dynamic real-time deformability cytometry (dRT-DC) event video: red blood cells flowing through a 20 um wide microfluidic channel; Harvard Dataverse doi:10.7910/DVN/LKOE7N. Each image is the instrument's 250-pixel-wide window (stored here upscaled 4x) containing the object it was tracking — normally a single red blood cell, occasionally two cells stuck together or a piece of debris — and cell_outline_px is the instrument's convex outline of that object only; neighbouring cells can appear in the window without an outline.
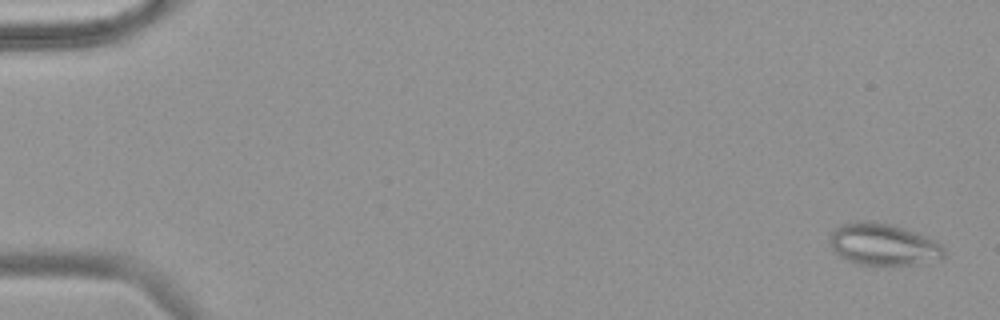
{"species": "common noctule bat (a hibernating species)", "species_latin": "Nyctalus noctula", "temperature_condition": "warm", "stored_images_in_passage": 56, "camera_frame_rate_fps": 3000, "um_per_image_px": 0.085, "animal": {"sex": "female", "body_mass_g": 18.4}, "frame": {"image": 1, "passage_image": 2, "time_ms": 0.333, "image_size_px": [1000, 320], "cell_outline_px": [[944, 256], [940, 260], [920, 264], [856, 264], [840, 256], [832, 248], [828, 240], [828, 236], [832, 228], [840, 224], [856, 220], [872, 220], [892, 224], [928, 236], [936, 240], [944, 248]], "centroid_in_image_um": [75.05, 20.74], "position_along_channel_um": 9.9, "area_um2": 28.44}}
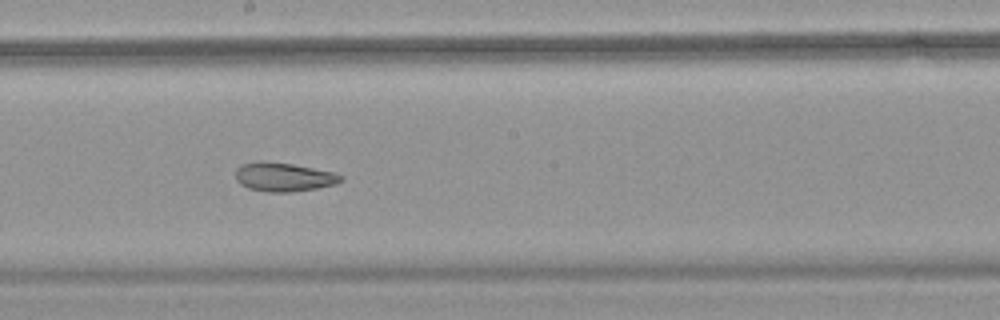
{"frame": {"image": 2, "passage_image": 32, "time_ms": 10.333, "image_size_px": [1000, 320], "cell_outline_px": [[344, 180], [336, 184], [316, 188], [292, 192], [268, 192], [248, 188], [240, 184], [236, 180], [236, 168], [240, 164], [260, 160], [292, 164], [332, 172], [344, 176]], "centroid_in_image_um": [24.09, 15.04], "position_along_channel_um": 224.1, "area_um2": 17.8}}
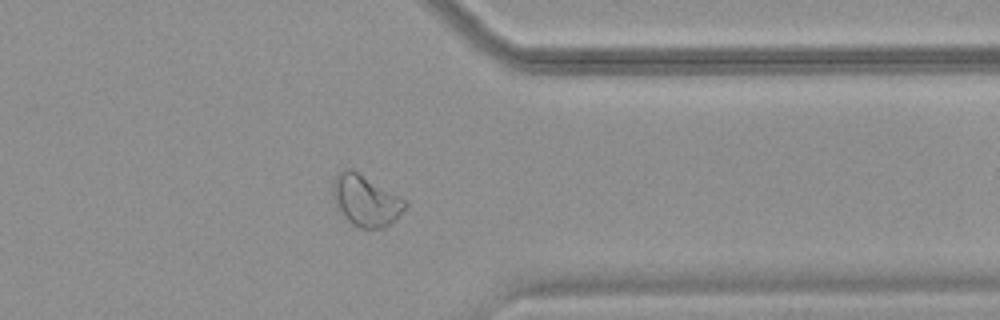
{"frame": {"image": 3, "passage_image": 45, "time_ms": 14.667, "image_size_px": [1000, 320], "cell_outline_px": [[408, 204], [396, 220], [384, 228], [360, 228], [352, 224], [344, 216], [332, 200], [332, 180], [336, 172], [344, 168], [352, 168], [408, 200]], "centroid_in_image_um": [31.07, 17.01], "position_along_channel_um": 380.3, "area_um2": 22.08}, "authors_computed_cell_mechanics": {"area_um2": 23.5535, "velocity_mm_per_s": 3.6984, "shape_relaxation_time_tau1_ms": null, "shape_relaxation_time_tau2_ms": 1.7508, "deformation_change_tau1": null, "deformation_change_tau2": 0.0736}}